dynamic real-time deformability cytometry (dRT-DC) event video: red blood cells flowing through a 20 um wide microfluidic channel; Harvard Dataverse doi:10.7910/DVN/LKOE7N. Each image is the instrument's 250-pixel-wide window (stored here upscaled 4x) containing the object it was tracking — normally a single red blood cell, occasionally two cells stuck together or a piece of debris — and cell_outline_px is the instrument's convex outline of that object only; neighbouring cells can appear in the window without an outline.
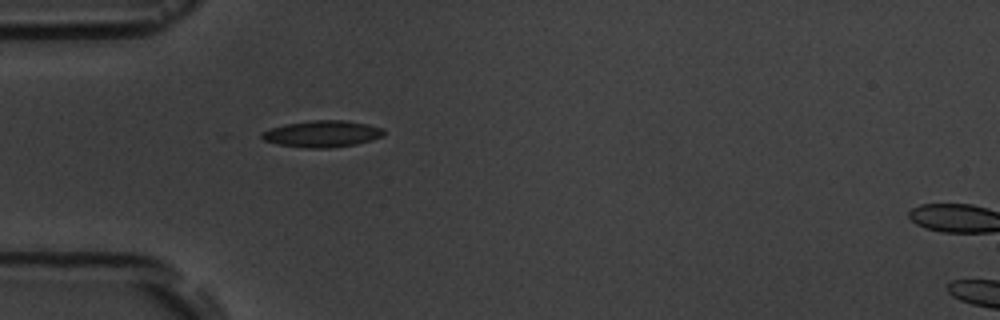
{"species": "common noctule bat (a hibernating species)", "species_latin": "Nyctalus noctula", "temperature_condition": "room temperature", "stored_images_in_passage": 2, "camera_frame_rate_fps": 3000, "um_per_image_px": 0.085, "animal": {"sex": "male", "body_mass_g": 19.5, "forearm_length_mm": 54.6}, "frame": {"image": 1, "passage_image": 1, "time_ms": 0.0, "image_size_px": [1000, 320], "cell_outline_px": [[384, 136], [372, 140], [356, 144], [332, 148], [304, 148], [276, 144], [264, 140], [260, 136], [264, 132], [272, 128], [284, 124], [312, 120], [344, 120], [368, 124], [384, 128]], "centroid_in_image_um": [27.42, 11.38], "position_along_channel_um": 57.6, "area_um2": 19.02}}